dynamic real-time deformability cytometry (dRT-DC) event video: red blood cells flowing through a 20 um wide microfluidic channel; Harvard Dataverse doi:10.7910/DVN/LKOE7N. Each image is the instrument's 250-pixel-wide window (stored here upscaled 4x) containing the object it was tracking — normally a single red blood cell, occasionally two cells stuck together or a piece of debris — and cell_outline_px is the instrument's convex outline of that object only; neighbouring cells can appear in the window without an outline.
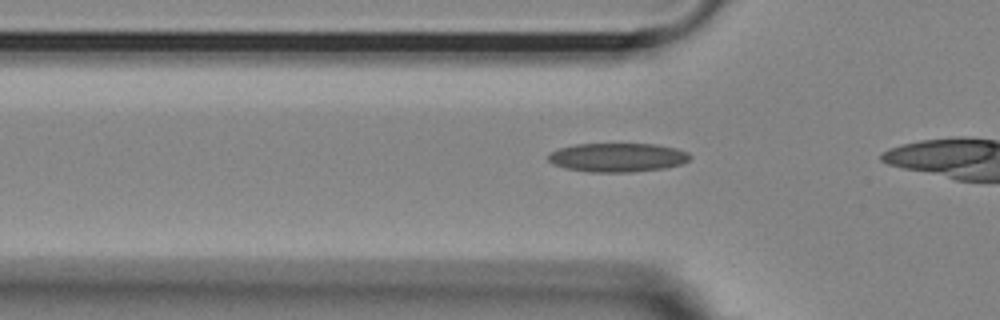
{"species": "Egyptian fruit bat (a non-hibernating species)", "species_latin": "Rousettus aegyptiacus", "temperature_condition": "room temperature", "stored_images_in_passage": 15, "camera_frame_rate_fps": 3000, "um_per_image_px": 0.085, "animal": {"sex": "female"}, "frame": {"image": 1, "passage_image": 13, "time_ms": 4.0, "image_size_px": [1000, 320], "cell_outline_px": [[692, 156], [688, 160], [680, 164], [664, 168], [632, 172], [588, 172], [564, 168], [552, 164], [548, 160], [548, 156], [552, 152], [560, 148], [576, 144], [656, 144], [676, 148], [688, 152]], "centroid_in_image_um": [52.49, 13.38], "position_along_channel_um": 73.3, "area_um2": 23.87}}